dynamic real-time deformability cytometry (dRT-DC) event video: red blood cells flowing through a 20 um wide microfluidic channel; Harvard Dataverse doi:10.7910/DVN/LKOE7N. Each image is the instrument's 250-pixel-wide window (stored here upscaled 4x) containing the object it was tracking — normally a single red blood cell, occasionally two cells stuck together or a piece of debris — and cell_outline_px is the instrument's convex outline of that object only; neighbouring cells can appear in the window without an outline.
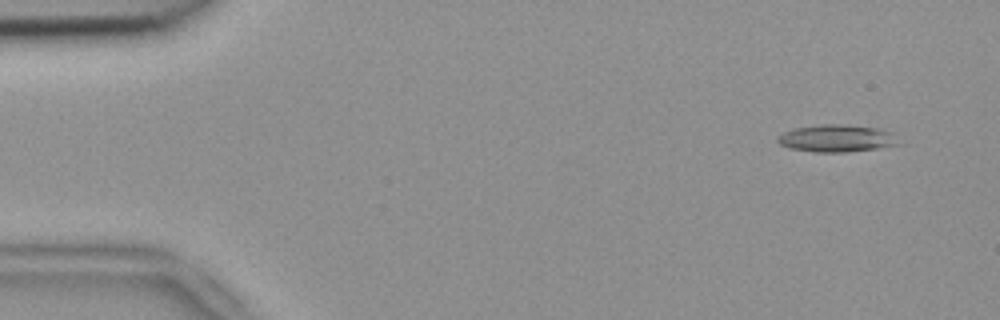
{"species": "common noctule bat (a hibernating species)", "species_latin": "Nyctalus noctula", "temperature_condition": "room temperature", "stored_images_in_passage": 53, "camera_frame_rate_fps": 3000, "um_per_image_px": 0.085, "animal": {"sex": "female", "body_mass_g": 18.4}, "frame": {"image": 1, "passage_image": 4, "time_ms": 1.0, "image_size_px": [1000, 320], "cell_outline_px": [[900, 144], [876, 148], [844, 152], [816, 152], [788, 148], [780, 144], [776, 140], [776, 136], [792, 128], [820, 124], [848, 124], [876, 128], [892, 132]], "centroid_in_image_um": [71.06, 11.74], "position_along_channel_um": 13.9, "area_um2": 19.31}}
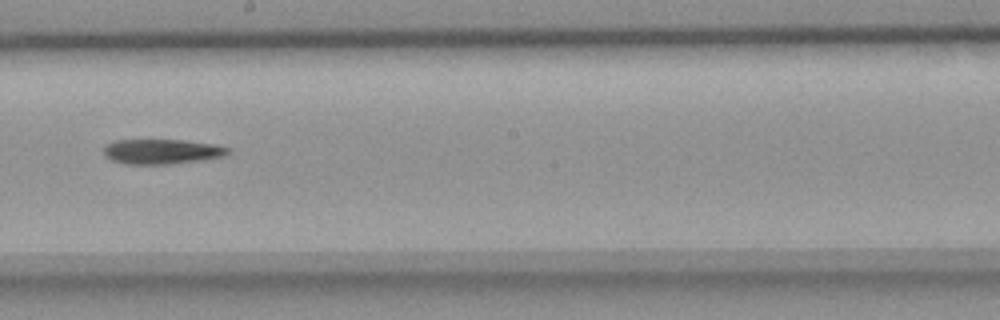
{"frame": {"image": 2, "passage_image": 30, "time_ms": 9.667, "image_size_px": [1000, 320], "cell_outline_px": [[232, 152], [224, 156], [200, 160], [168, 164], [128, 164], [112, 160], [104, 156], [104, 148], [112, 140], [184, 140], [216, 144], [232, 148]], "centroid_in_image_um": [13.8, 12.87], "position_along_channel_um": 234.4, "area_um2": 18.15}}
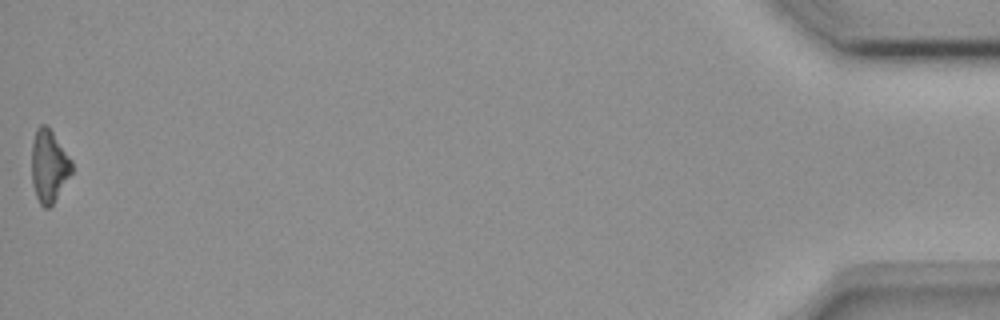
{"frame": {"image": 3, "passage_image": 53, "time_ms": 17.333, "image_size_px": [1000, 320], "cell_outline_px": [[72, 172], [52, 204], [48, 208], [44, 208], [40, 204], [36, 196], [32, 184], [32, 140], [36, 128], [40, 124], [48, 124], [72, 160]], "centroid_in_image_um": [4.15, 14.06], "position_along_channel_um": 431.1, "area_um2": 17.05}, "authors_computed_cell_mechanics": {"area_um2": 18.6694, "velocity_mm_per_s": 3.8385, "shape_relaxation_time_tau1_ms": 7.9016, "shape_relaxation_time_tau2_ms": null, "deformation_change_tau1": 0.2041, "deformation_change_tau2": null}}